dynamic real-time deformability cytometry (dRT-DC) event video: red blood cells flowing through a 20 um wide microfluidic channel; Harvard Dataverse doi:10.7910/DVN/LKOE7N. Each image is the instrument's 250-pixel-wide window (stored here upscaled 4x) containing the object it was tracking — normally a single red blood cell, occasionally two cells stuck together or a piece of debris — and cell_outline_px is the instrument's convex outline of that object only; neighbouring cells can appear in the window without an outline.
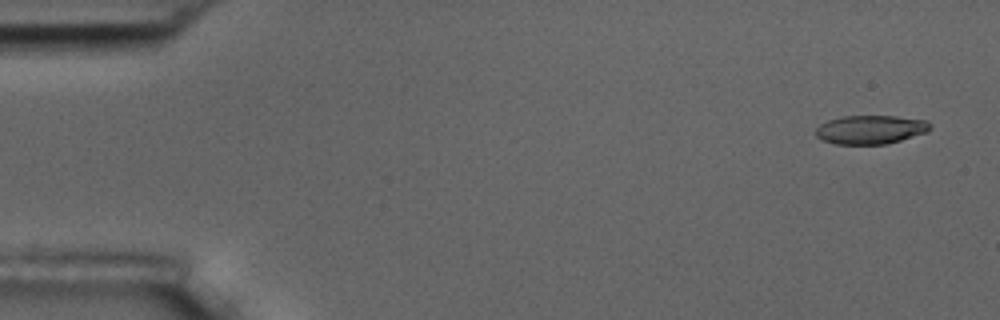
{"species": "common noctule bat (a hibernating species)", "species_latin": "Nyctalus noctula", "temperature_condition": "room temperature", "stored_images_in_passage": 4, "camera_frame_rate_fps": 3000, "um_per_image_px": 0.085, "animal": {"sex": "male", "body_mass_g": 17.5, "forearm_length_mm": 52.3}, "frame": {"image": 1, "passage_image": 1, "time_ms": 0.0, "image_size_px": [1000, 320], "cell_outline_px": [[932, 128], [928, 132], [888, 144], [836, 144], [824, 140], [816, 136], [816, 128], [820, 124], [828, 120], [844, 116], [896, 116], [928, 120]], "centroid_in_image_um": [74.04, 11.01], "position_along_channel_um": 11.0, "area_um2": 19.25}}